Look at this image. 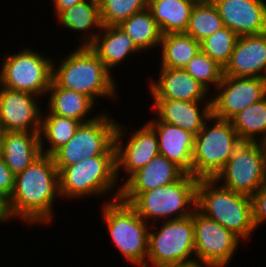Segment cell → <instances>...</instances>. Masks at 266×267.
Listing matches in <instances>:
<instances>
[{"label":"cell","instance_id":"cell-1","mask_svg":"<svg viewBox=\"0 0 266 267\" xmlns=\"http://www.w3.org/2000/svg\"><path fill=\"white\" fill-rule=\"evenodd\" d=\"M56 196L61 198L59 172L52 156L42 154L14 176L11 210L15 218L21 219L23 223L50 224Z\"/></svg>","mask_w":266,"mask_h":267},{"label":"cell","instance_id":"cell-2","mask_svg":"<svg viewBox=\"0 0 266 267\" xmlns=\"http://www.w3.org/2000/svg\"><path fill=\"white\" fill-rule=\"evenodd\" d=\"M198 180L185 173L172 184L143 193H120L119 199L129 203L147 223L152 220L153 225L149 228L152 229L160 219L174 220L192 215L196 209Z\"/></svg>","mask_w":266,"mask_h":267},{"label":"cell","instance_id":"cell-3","mask_svg":"<svg viewBox=\"0 0 266 267\" xmlns=\"http://www.w3.org/2000/svg\"><path fill=\"white\" fill-rule=\"evenodd\" d=\"M55 63L53 59L52 80L58 86L83 93L94 102L98 97H117L114 76L89 46L79 45L62 59L58 68Z\"/></svg>","mask_w":266,"mask_h":267},{"label":"cell","instance_id":"cell-4","mask_svg":"<svg viewBox=\"0 0 266 267\" xmlns=\"http://www.w3.org/2000/svg\"><path fill=\"white\" fill-rule=\"evenodd\" d=\"M196 208L242 241L248 240L256 229L251 197L218 186L214 179L198 180Z\"/></svg>","mask_w":266,"mask_h":267},{"label":"cell","instance_id":"cell-5","mask_svg":"<svg viewBox=\"0 0 266 267\" xmlns=\"http://www.w3.org/2000/svg\"><path fill=\"white\" fill-rule=\"evenodd\" d=\"M116 155H98L82 159L66 166L59 172V193L61 199L85 198L89 196L113 194V200L119 198L120 187L117 184Z\"/></svg>","mask_w":266,"mask_h":267},{"label":"cell","instance_id":"cell-6","mask_svg":"<svg viewBox=\"0 0 266 267\" xmlns=\"http://www.w3.org/2000/svg\"><path fill=\"white\" fill-rule=\"evenodd\" d=\"M109 200L103 204L102 218L112 243L127 262L146 267L149 224L129 203L119 198Z\"/></svg>","mask_w":266,"mask_h":267},{"label":"cell","instance_id":"cell-7","mask_svg":"<svg viewBox=\"0 0 266 267\" xmlns=\"http://www.w3.org/2000/svg\"><path fill=\"white\" fill-rule=\"evenodd\" d=\"M211 122H214L212 127L208 124ZM240 143L230 120L212 115L195 135L191 175L197 179H214Z\"/></svg>","mask_w":266,"mask_h":267},{"label":"cell","instance_id":"cell-8","mask_svg":"<svg viewBox=\"0 0 266 267\" xmlns=\"http://www.w3.org/2000/svg\"><path fill=\"white\" fill-rule=\"evenodd\" d=\"M158 231L148 232L146 267H189L195 265L193 217L164 220ZM191 256H194L191 258ZM149 261V263H148ZM150 264V265H148Z\"/></svg>","mask_w":266,"mask_h":267},{"label":"cell","instance_id":"cell-9","mask_svg":"<svg viewBox=\"0 0 266 267\" xmlns=\"http://www.w3.org/2000/svg\"><path fill=\"white\" fill-rule=\"evenodd\" d=\"M102 112L96 114L94 120L81 123L74 136L52 155L58 172L82 159L116 155L114 136L117 121L109 113Z\"/></svg>","mask_w":266,"mask_h":267},{"label":"cell","instance_id":"cell-10","mask_svg":"<svg viewBox=\"0 0 266 267\" xmlns=\"http://www.w3.org/2000/svg\"><path fill=\"white\" fill-rule=\"evenodd\" d=\"M0 86L46 96L52 82L53 59L26 47L2 59Z\"/></svg>","mask_w":266,"mask_h":267},{"label":"cell","instance_id":"cell-11","mask_svg":"<svg viewBox=\"0 0 266 267\" xmlns=\"http://www.w3.org/2000/svg\"><path fill=\"white\" fill-rule=\"evenodd\" d=\"M214 180L251 197L266 183V163L259 142H241Z\"/></svg>","mask_w":266,"mask_h":267},{"label":"cell","instance_id":"cell-12","mask_svg":"<svg viewBox=\"0 0 266 267\" xmlns=\"http://www.w3.org/2000/svg\"><path fill=\"white\" fill-rule=\"evenodd\" d=\"M195 237V265L225 267L235 256L240 240L197 208L192 213Z\"/></svg>","mask_w":266,"mask_h":267},{"label":"cell","instance_id":"cell-13","mask_svg":"<svg viewBox=\"0 0 266 267\" xmlns=\"http://www.w3.org/2000/svg\"><path fill=\"white\" fill-rule=\"evenodd\" d=\"M212 115L223 120H230L246 107L266 97V83L258 77H234L223 75L221 82L214 89ZM219 92V93H218Z\"/></svg>","mask_w":266,"mask_h":267},{"label":"cell","instance_id":"cell-14","mask_svg":"<svg viewBox=\"0 0 266 267\" xmlns=\"http://www.w3.org/2000/svg\"><path fill=\"white\" fill-rule=\"evenodd\" d=\"M122 130H124V126H120L118 123L114 136L118 182L120 169H123L124 173L126 172L129 177L136 170L144 167L155 156L159 155L156 132L148 123L133 133L129 131L131 136L128 137V141L124 145L123 141L126 132L124 133Z\"/></svg>","mask_w":266,"mask_h":267},{"label":"cell","instance_id":"cell-15","mask_svg":"<svg viewBox=\"0 0 266 267\" xmlns=\"http://www.w3.org/2000/svg\"><path fill=\"white\" fill-rule=\"evenodd\" d=\"M39 98L35 94L0 86V126L6 132L40 133L42 110L36 102L41 100Z\"/></svg>","mask_w":266,"mask_h":267},{"label":"cell","instance_id":"cell-16","mask_svg":"<svg viewBox=\"0 0 266 267\" xmlns=\"http://www.w3.org/2000/svg\"><path fill=\"white\" fill-rule=\"evenodd\" d=\"M265 0H216L214 2L225 27L238 36L266 32Z\"/></svg>","mask_w":266,"mask_h":267},{"label":"cell","instance_id":"cell-17","mask_svg":"<svg viewBox=\"0 0 266 267\" xmlns=\"http://www.w3.org/2000/svg\"><path fill=\"white\" fill-rule=\"evenodd\" d=\"M159 75L148 83L153 99L212 102L208 97L213 94L185 69L161 67Z\"/></svg>","mask_w":266,"mask_h":267},{"label":"cell","instance_id":"cell-18","mask_svg":"<svg viewBox=\"0 0 266 267\" xmlns=\"http://www.w3.org/2000/svg\"><path fill=\"white\" fill-rule=\"evenodd\" d=\"M266 70V32L239 36L223 75L262 78Z\"/></svg>","mask_w":266,"mask_h":267},{"label":"cell","instance_id":"cell-19","mask_svg":"<svg viewBox=\"0 0 266 267\" xmlns=\"http://www.w3.org/2000/svg\"><path fill=\"white\" fill-rule=\"evenodd\" d=\"M155 118L147 123L156 132L159 154L191 174L195 134Z\"/></svg>","mask_w":266,"mask_h":267},{"label":"cell","instance_id":"cell-20","mask_svg":"<svg viewBox=\"0 0 266 267\" xmlns=\"http://www.w3.org/2000/svg\"><path fill=\"white\" fill-rule=\"evenodd\" d=\"M157 118L197 135L212 116V102L152 99ZM201 103V104H200ZM200 107V109H199ZM202 107V108H201Z\"/></svg>","mask_w":266,"mask_h":267},{"label":"cell","instance_id":"cell-21","mask_svg":"<svg viewBox=\"0 0 266 267\" xmlns=\"http://www.w3.org/2000/svg\"><path fill=\"white\" fill-rule=\"evenodd\" d=\"M185 172L162 155L155 156L121 185L120 193H143L178 181Z\"/></svg>","mask_w":266,"mask_h":267},{"label":"cell","instance_id":"cell-22","mask_svg":"<svg viewBox=\"0 0 266 267\" xmlns=\"http://www.w3.org/2000/svg\"><path fill=\"white\" fill-rule=\"evenodd\" d=\"M89 47L111 73V69L121 64L127 56L141 53L132 38L119 26H102Z\"/></svg>","mask_w":266,"mask_h":267},{"label":"cell","instance_id":"cell-23","mask_svg":"<svg viewBox=\"0 0 266 267\" xmlns=\"http://www.w3.org/2000/svg\"><path fill=\"white\" fill-rule=\"evenodd\" d=\"M41 155L39 133L29 131L5 133L2 156L14 175L24 171Z\"/></svg>","mask_w":266,"mask_h":267},{"label":"cell","instance_id":"cell-24","mask_svg":"<svg viewBox=\"0 0 266 267\" xmlns=\"http://www.w3.org/2000/svg\"><path fill=\"white\" fill-rule=\"evenodd\" d=\"M46 95H49L47 111L51 114L72 118L81 123L92 121L97 117L95 115L86 118L96 106V102L83 93L58 86L53 80Z\"/></svg>","mask_w":266,"mask_h":267},{"label":"cell","instance_id":"cell-25","mask_svg":"<svg viewBox=\"0 0 266 267\" xmlns=\"http://www.w3.org/2000/svg\"><path fill=\"white\" fill-rule=\"evenodd\" d=\"M57 19L65 28L85 33L80 46H89L99 33L93 31L95 29L100 31L102 28L99 4L94 0H84L66 9L57 16Z\"/></svg>","mask_w":266,"mask_h":267},{"label":"cell","instance_id":"cell-26","mask_svg":"<svg viewBox=\"0 0 266 267\" xmlns=\"http://www.w3.org/2000/svg\"><path fill=\"white\" fill-rule=\"evenodd\" d=\"M194 5L193 0H148V9L162 35L185 32Z\"/></svg>","mask_w":266,"mask_h":267},{"label":"cell","instance_id":"cell-27","mask_svg":"<svg viewBox=\"0 0 266 267\" xmlns=\"http://www.w3.org/2000/svg\"><path fill=\"white\" fill-rule=\"evenodd\" d=\"M161 65L184 69L188 62L201 50L200 42L185 32L167 33L161 37Z\"/></svg>","mask_w":266,"mask_h":267},{"label":"cell","instance_id":"cell-28","mask_svg":"<svg viewBox=\"0 0 266 267\" xmlns=\"http://www.w3.org/2000/svg\"><path fill=\"white\" fill-rule=\"evenodd\" d=\"M80 124V121L72 118L57 116L48 111L44 115L42 112L39 133L42 154L52 156L74 136ZM45 140L48 142L47 145L49 144L46 150Z\"/></svg>","mask_w":266,"mask_h":267},{"label":"cell","instance_id":"cell-29","mask_svg":"<svg viewBox=\"0 0 266 267\" xmlns=\"http://www.w3.org/2000/svg\"><path fill=\"white\" fill-rule=\"evenodd\" d=\"M119 27L132 38L142 53L153 47H160L162 33L148 8L134 13Z\"/></svg>","mask_w":266,"mask_h":267},{"label":"cell","instance_id":"cell-30","mask_svg":"<svg viewBox=\"0 0 266 267\" xmlns=\"http://www.w3.org/2000/svg\"><path fill=\"white\" fill-rule=\"evenodd\" d=\"M230 122L241 142H259L266 136V97L241 110Z\"/></svg>","mask_w":266,"mask_h":267},{"label":"cell","instance_id":"cell-31","mask_svg":"<svg viewBox=\"0 0 266 267\" xmlns=\"http://www.w3.org/2000/svg\"><path fill=\"white\" fill-rule=\"evenodd\" d=\"M223 27L224 23L214 3H195L185 33L201 42Z\"/></svg>","mask_w":266,"mask_h":267},{"label":"cell","instance_id":"cell-32","mask_svg":"<svg viewBox=\"0 0 266 267\" xmlns=\"http://www.w3.org/2000/svg\"><path fill=\"white\" fill-rule=\"evenodd\" d=\"M238 35L228 27L217 30L200 42V48L203 53L208 55L223 69L230 60L234 51Z\"/></svg>","mask_w":266,"mask_h":267},{"label":"cell","instance_id":"cell-33","mask_svg":"<svg viewBox=\"0 0 266 267\" xmlns=\"http://www.w3.org/2000/svg\"><path fill=\"white\" fill-rule=\"evenodd\" d=\"M148 8V0H103L99 4L102 26H119L134 13Z\"/></svg>","mask_w":266,"mask_h":267},{"label":"cell","instance_id":"cell-34","mask_svg":"<svg viewBox=\"0 0 266 267\" xmlns=\"http://www.w3.org/2000/svg\"><path fill=\"white\" fill-rule=\"evenodd\" d=\"M184 69L209 91L211 85H214L212 89H216L223 77V68L201 50Z\"/></svg>","mask_w":266,"mask_h":267},{"label":"cell","instance_id":"cell-35","mask_svg":"<svg viewBox=\"0 0 266 267\" xmlns=\"http://www.w3.org/2000/svg\"><path fill=\"white\" fill-rule=\"evenodd\" d=\"M253 223L255 228L266 221V183L252 196Z\"/></svg>","mask_w":266,"mask_h":267},{"label":"cell","instance_id":"cell-36","mask_svg":"<svg viewBox=\"0 0 266 267\" xmlns=\"http://www.w3.org/2000/svg\"><path fill=\"white\" fill-rule=\"evenodd\" d=\"M14 174L0 155V193L10 199L14 188Z\"/></svg>","mask_w":266,"mask_h":267},{"label":"cell","instance_id":"cell-37","mask_svg":"<svg viewBox=\"0 0 266 267\" xmlns=\"http://www.w3.org/2000/svg\"><path fill=\"white\" fill-rule=\"evenodd\" d=\"M15 216L11 210L10 199L0 193V222L5 223L7 220L14 219Z\"/></svg>","mask_w":266,"mask_h":267},{"label":"cell","instance_id":"cell-38","mask_svg":"<svg viewBox=\"0 0 266 267\" xmlns=\"http://www.w3.org/2000/svg\"><path fill=\"white\" fill-rule=\"evenodd\" d=\"M84 0H53L54 14L58 16L61 12L65 11L68 8L82 2Z\"/></svg>","mask_w":266,"mask_h":267},{"label":"cell","instance_id":"cell-39","mask_svg":"<svg viewBox=\"0 0 266 267\" xmlns=\"http://www.w3.org/2000/svg\"><path fill=\"white\" fill-rule=\"evenodd\" d=\"M6 131L0 126V155H2L3 151V139Z\"/></svg>","mask_w":266,"mask_h":267},{"label":"cell","instance_id":"cell-40","mask_svg":"<svg viewBox=\"0 0 266 267\" xmlns=\"http://www.w3.org/2000/svg\"><path fill=\"white\" fill-rule=\"evenodd\" d=\"M259 144L262 148V151H263V155H264V158H265V163H266V136H264L260 141H259Z\"/></svg>","mask_w":266,"mask_h":267},{"label":"cell","instance_id":"cell-41","mask_svg":"<svg viewBox=\"0 0 266 267\" xmlns=\"http://www.w3.org/2000/svg\"><path fill=\"white\" fill-rule=\"evenodd\" d=\"M195 3H214L216 0H193Z\"/></svg>","mask_w":266,"mask_h":267},{"label":"cell","instance_id":"cell-42","mask_svg":"<svg viewBox=\"0 0 266 267\" xmlns=\"http://www.w3.org/2000/svg\"><path fill=\"white\" fill-rule=\"evenodd\" d=\"M262 79H263V80H264V82L266 83V70H265V73H264V75H263Z\"/></svg>","mask_w":266,"mask_h":267},{"label":"cell","instance_id":"cell-43","mask_svg":"<svg viewBox=\"0 0 266 267\" xmlns=\"http://www.w3.org/2000/svg\"><path fill=\"white\" fill-rule=\"evenodd\" d=\"M97 4H100L103 0H94Z\"/></svg>","mask_w":266,"mask_h":267},{"label":"cell","instance_id":"cell-44","mask_svg":"<svg viewBox=\"0 0 266 267\" xmlns=\"http://www.w3.org/2000/svg\"><path fill=\"white\" fill-rule=\"evenodd\" d=\"M189 267H203V266H200V265H193V266H189Z\"/></svg>","mask_w":266,"mask_h":267}]
</instances>
